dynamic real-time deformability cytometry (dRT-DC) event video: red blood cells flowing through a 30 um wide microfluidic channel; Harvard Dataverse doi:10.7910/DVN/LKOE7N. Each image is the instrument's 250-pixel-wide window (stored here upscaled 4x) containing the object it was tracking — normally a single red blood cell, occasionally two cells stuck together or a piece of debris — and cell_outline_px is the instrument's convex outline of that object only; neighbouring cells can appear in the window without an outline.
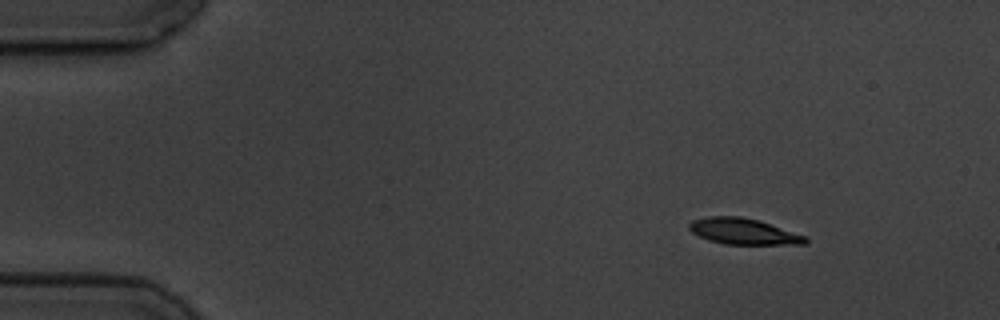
{"species": "common noctule bat (a hibernating species)", "species_latin": "Nyctalus noctula", "temperature_condition": "cold", "stored_images_in_passage": 10, "camera_frame_rate_fps": 3000, "um_per_image_px": 0.085, "animal": {"sex": "male", "body_mass_g": 19.5, "forearm_length_mm": 54.6}, "frame": {"image": 1, "passage_image": 1, "time_ms": 0.0, "image_size_px": [1000, 320], "cell_outline_px": [[808, 244], [724, 244], [708, 240], [692, 232], [688, 228], [688, 224], [692, 220], [708, 216], [740, 216], [760, 220], [808, 236]], "centroid_in_image_um": [63.22, 19.66], "position_along_channel_um": 21.8, "area_um2": 17.86}}
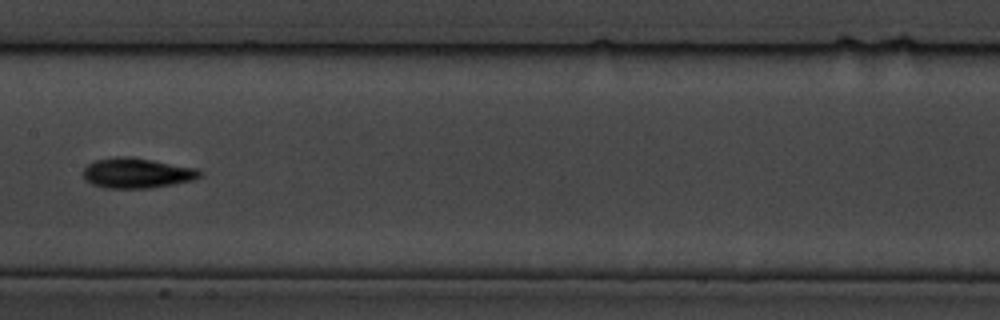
{"frame": {"image": 2, "passage_image": 7, "time_ms": 7.333, "image_size_px": [1000, 320], "cell_outline_px": [[204, 172], [200, 176], [192, 180], [172, 184], [148, 188], [104, 188], [92, 184], [84, 180], [84, 168], [88, 164], [96, 160], [116, 156], [132, 156], [196, 168]], "centroid_in_image_um": [11.62, 14.7], "position_along_channel_um": 195.8, "area_um2": 20.52}}
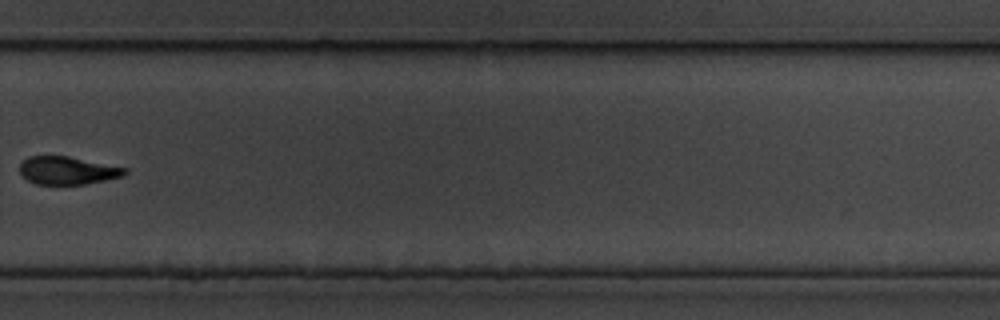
{"frame": {"image": 3, "passage_image": 10, "time_ms": 11.0, "image_size_px": [1000, 320], "cell_outline_px": [[128, 172], [124, 176], [84, 184], [36, 184], [20, 176], [20, 164], [28, 156], [68, 156], [128, 168]], "centroid_in_image_um": [5.74, 14.49], "position_along_channel_um": 324.1, "area_um2": 17.11}}